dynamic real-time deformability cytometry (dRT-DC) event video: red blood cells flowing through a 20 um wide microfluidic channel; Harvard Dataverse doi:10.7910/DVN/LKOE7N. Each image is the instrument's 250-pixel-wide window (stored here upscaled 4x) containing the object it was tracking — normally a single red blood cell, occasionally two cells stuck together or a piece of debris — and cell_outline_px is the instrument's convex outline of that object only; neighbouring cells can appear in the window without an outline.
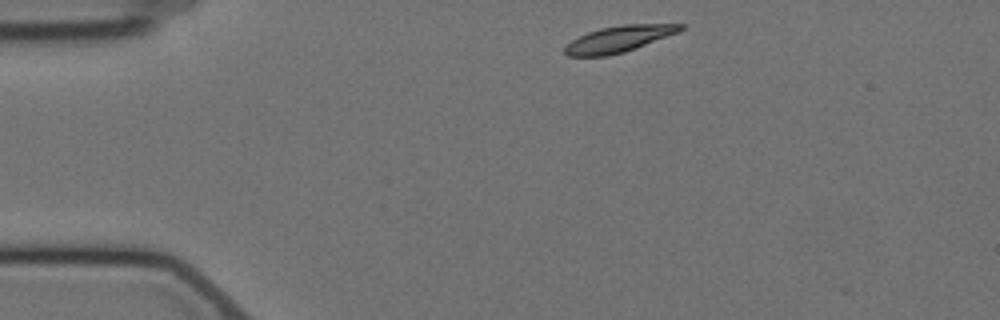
{"species": "Egyptian fruit bat (a non-hibernating species)", "species_latin": "Rousettus aegyptiacus", "temperature_condition": "cold", "stored_images_in_passage": 7, "camera_frame_rate_fps": 3000, "um_per_image_px": 0.085, "animal": {"sex": "female"}, "frame": {"image": 1, "passage_image": 1, "time_ms": 0.0, "image_size_px": [1000, 320], "cell_outline_px": [[684, 28], [680, 32], [624, 52], [608, 56], [564, 56], [564, 48], [572, 40], [588, 32], [600, 28], [620, 24], [684, 24]], "centroid_in_image_um": [52.61, 3.31], "position_along_channel_um": 32.4, "area_um2": 17.74}}